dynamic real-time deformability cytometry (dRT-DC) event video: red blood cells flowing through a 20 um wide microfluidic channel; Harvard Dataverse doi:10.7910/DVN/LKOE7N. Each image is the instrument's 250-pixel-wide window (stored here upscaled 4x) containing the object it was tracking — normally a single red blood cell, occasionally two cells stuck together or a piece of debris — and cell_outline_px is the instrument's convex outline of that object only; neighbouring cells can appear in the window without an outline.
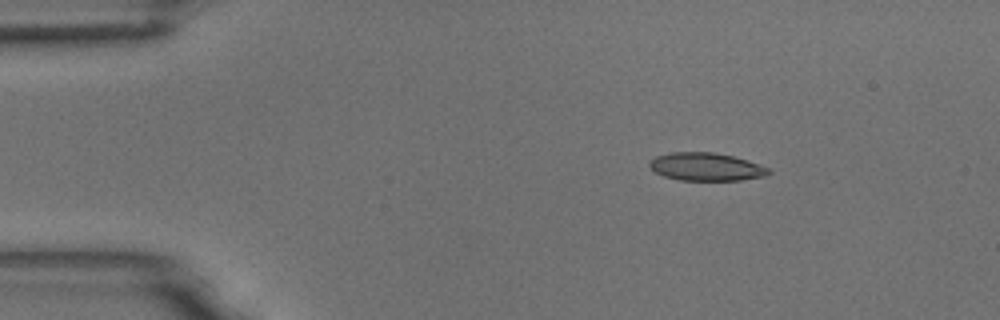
{"species": "common noctule bat (a hibernating species)", "species_latin": "Nyctalus noctula", "temperature_condition": "room temperature", "stored_images_in_passage": 12, "camera_frame_rate_fps": 3000, "um_per_image_px": 0.085, "animal": {"sex": "male", "body_mass_g": 18.8}, "frame": {"image": 1, "passage_image": 3, "time_ms": 0.667, "image_size_px": [1000, 320], "cell_outline_px": [[772, 172], [768, 176], [740, 180], [680, 180], [664, 176], [656, 172], [648, 164], [656, 156], [672, 152], [712, 152], [732, 156], [748, 160], [768, 168]], "centroid_in_image_um": [60.06, 14.18], "position_along_channel_um": 24.9, "area_um2": 19.31}}
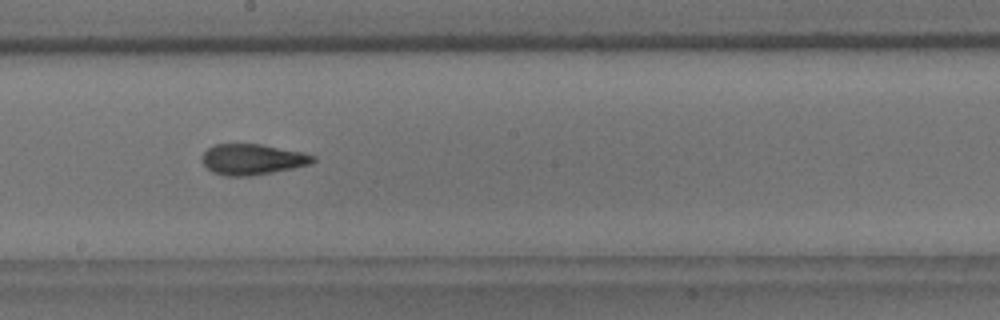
{"frame": {"image": 2, "passage_image": 9, "time_ms": 2.667, "image_size_px": [1000, 320], "cell_outline_px": [[316, 160], [312, 164], [252, 176], [224, 176], [212, 172], [200, 160], [200, 156], [208, 148], [216, 144], [260, 144], [304, 152], [316, 156]], "centroid_in_image_um": [21.45, 13.55], "position_along_channel_um": 226.7, "area_um2": 20.06}}
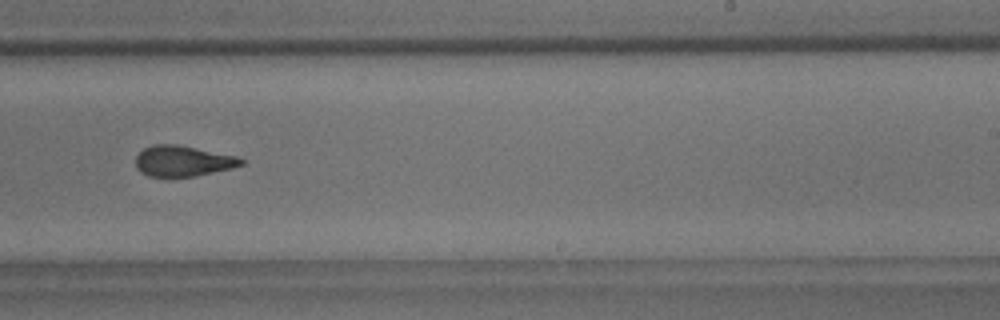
{"frame": {"image": 3, "passage_image": 10, "time_ms": 3.0, "image_size_px": [1000, 320], "cell_outline_px": [[244, 164], [232, 168], [196, 176], [148, 176], [140, 172], [136, 168], [136, 156], [144, 148], [152, 144], [176, 144], [236, 156], [244, 160]], "centroid_in_image_um": [15.52, 13.68], "position_along_channel_um": 273.5, "area_um2": 18.79}}